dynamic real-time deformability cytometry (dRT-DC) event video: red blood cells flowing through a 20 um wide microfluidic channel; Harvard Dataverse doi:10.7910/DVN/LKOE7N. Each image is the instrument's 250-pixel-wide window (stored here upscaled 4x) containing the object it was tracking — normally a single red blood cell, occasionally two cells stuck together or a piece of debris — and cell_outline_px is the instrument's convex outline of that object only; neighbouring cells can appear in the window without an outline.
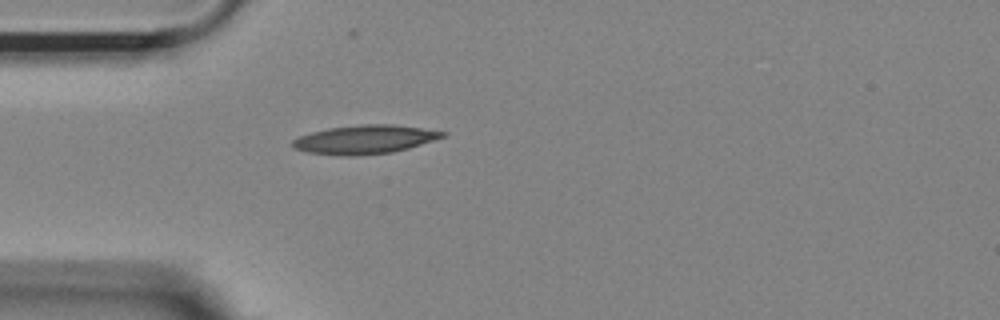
{"species": "Egyptian fruit bat (a non-hibernating species)", "species_latin": "Rousettus aegyptiacus", "temperature_condition": "room temperature", "stored_images_in_passage": 36, "camera_frame_rate_fps": 3000, "um_per_image_px": 0.085, "animal": {"sex": "female"}, "frame": {"image": 1, "passage_image": 1, "time_ms": 0.0, "image_size_px": [1000, 320], "cell_outline_px": [[448, 136], [408, 148], [392, 152], [348, 156], [340, 156], [308, 152], [292, 148], [292, 140], [300, 136], [312, 132], [328, 128], [364, 124], [392, 124], [448, 132]], "centroid_in_image_um": [31.01, 11.85], "position_along_channel_um": 54.0, "area_um2": 25.03}}
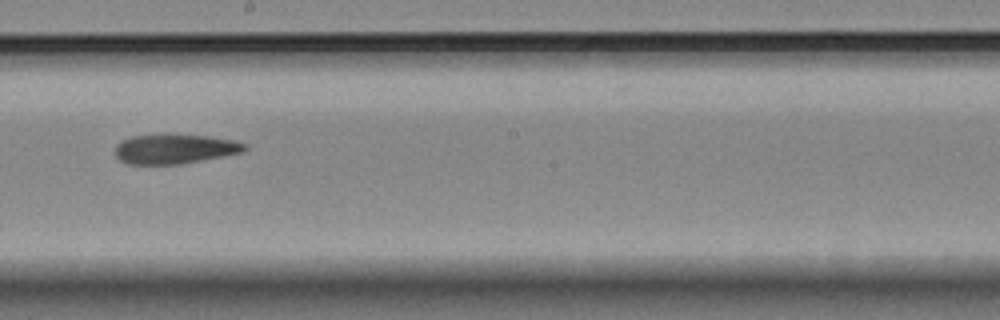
{"frame": {"image": 2, "passage_image": 16, "time_ms": 5.0, "image_size_px": [1000, 320], "cell_outline_px": [[248, 148], [244, 152], [224, 156], [180, 164], [128, 164], [120, 160], [116, 156], [116, 144], [132, 136], [208, 136], [236, 140], [248, 144]], "centroid_in_image_um": [14.93, 12.68], "position_along_channel_um": 233.3, "area_um2": 21.91}}
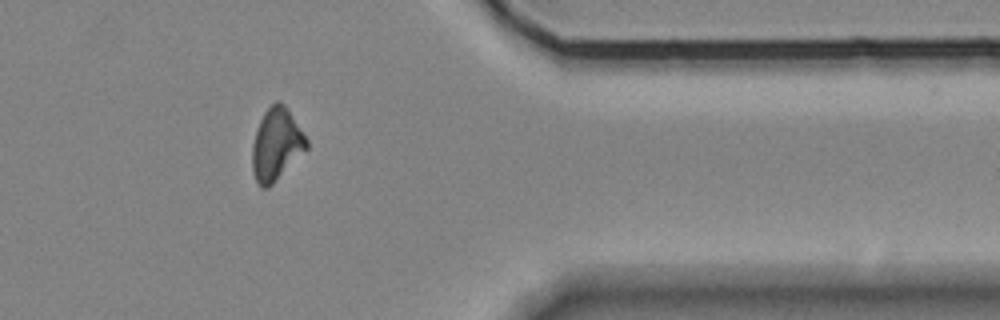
{"frame": {"image": 3, "passage_image": 30, "time_ms": 9.667, "image_size_px": [1000, 320], "cell_outline_px": [[308, 148], [268, 188], [260, 188], [252, 172], [252, 144], [256, 128], [264, 112], [276, 100], [280, 100], [288, 108], [308, 140]], "centroid_in_image_um": [23.48, 12.26], "position_along_channel_um": 387.9, "area_um2": 22.95}}